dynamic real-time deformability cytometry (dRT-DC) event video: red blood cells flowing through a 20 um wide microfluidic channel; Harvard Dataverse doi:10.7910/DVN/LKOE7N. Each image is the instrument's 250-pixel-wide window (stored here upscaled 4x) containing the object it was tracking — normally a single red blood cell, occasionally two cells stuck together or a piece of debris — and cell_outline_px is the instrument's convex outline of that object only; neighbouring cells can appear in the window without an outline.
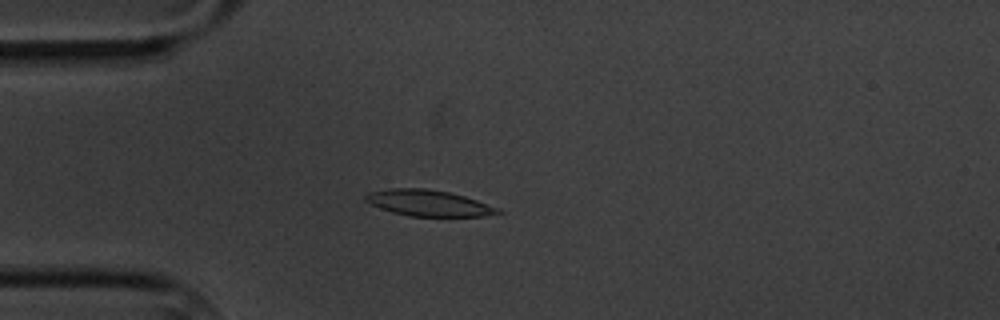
{"species": "common noctule bat (a hibernating species)", "species_latin": "Nyctalus noctula", "temperature_condition": "cold", "stored_images_in_passage": 5, "camera_frame_rate_fps": 3000, "um_per_image_px": 0.085, "animal": {"sex": "male", "body_mass_g": 20.1, "forearm_length_mm": 53.5}, "frame": {"image": 1, "passage_image": 5, "time_ms": 4.667, "image_size_px": [1000, 320], "cell_outline_px": [[504, 212], [484, 216], [408, 216], [392, 212], [380, 208], [364, 200], [364, 196], [368, 192], [388, 188], [424, 188], [448, 192], [464, 196], [500, 208]], "centroid_in_image_um": [36.41, 17.26], "position_along_channel_um": 48.6, "area_um2": 20.11}}